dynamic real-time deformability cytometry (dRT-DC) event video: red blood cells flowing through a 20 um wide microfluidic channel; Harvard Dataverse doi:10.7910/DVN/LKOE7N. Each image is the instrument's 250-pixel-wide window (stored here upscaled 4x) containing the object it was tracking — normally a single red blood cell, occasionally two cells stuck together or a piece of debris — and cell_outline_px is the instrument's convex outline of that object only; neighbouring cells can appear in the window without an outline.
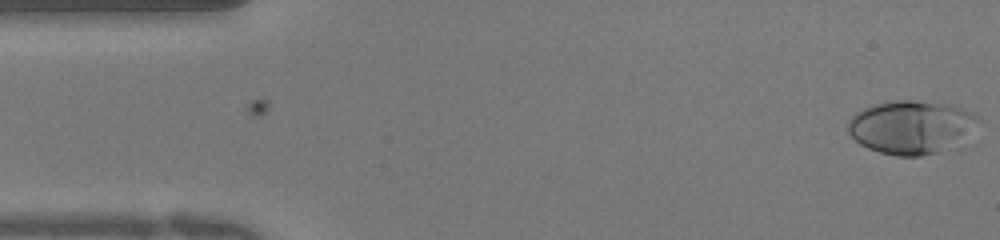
{"species": "human", "species_latin": "Homo sapiens", "temperature_condition": "warm", "stored_images_in_passage": 50, "camera_frame_rate_fps": 3000, "um_per_image_px": 0.085, "donor": {"sex": "female"}, "frame": {"image": 1, "passage_image": 1, "time_ms": 0.0, "image_size_px": [1000, 240], "cell_outline_px": [[980, 120], [976, 144], [972, 148], [956, 152], [920, 156], [896, 156], [880, 152], [868, 148], [860, 144], [848, 132], [848, 120], [856, 112], [872, 104], [892, 100], [912, 100], [952, 104], [972, 112], [980, 116]], "centroid_in_image_um": [77.75, 10.88], "position_along_channel_um": 7.2, "area_um2": 43.64}}
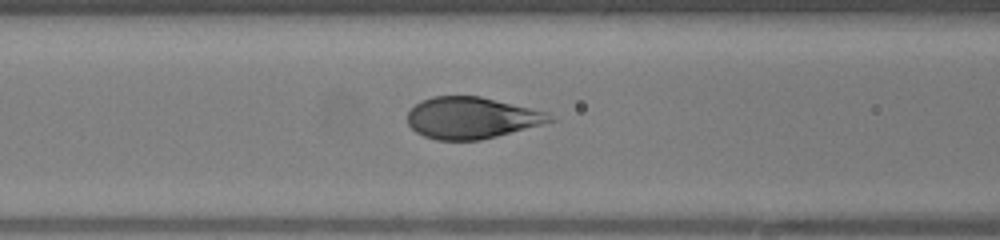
{"frame": {"image": 2, "passage_image": 19, "time_ms": 6.0, "image_size_px": [1000, 240], "cell_outline_px": [[556, 120], [496, 136], [480, 140], [436, 140], [424, 136], [416, 132], [408, 124], [408, 112], [420, 100], [432, 96], [480, 96], [548, 112]], "centroid_in_image_um": [40.06, 10.01], "position_along_channel_um": 126.5, "area_um2": 34.28}}
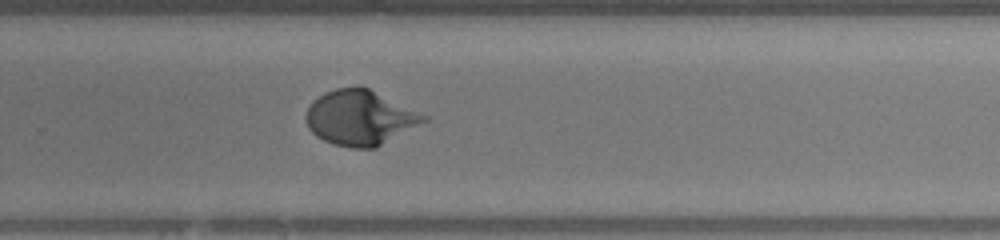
{"frame": {"image": 3, "passage_image": 32, "time_ms": 10.333, "image_size_px": [1000, 240], "cell_outline_px": [[428, 120], [376, 148], [352, 148], [332, 144], [316, 136], [308, 128], [304, 120], [304, 116], [308, 108], [324, 92], [336, 88], [368, 88], [428, 116]], "centroid_in_image_um": [30.59, 10.03], "position_along_channel_um": 299.2, "area_um2": 37.34}, "authors_computed_cell_mechanics": {"area_um2": 36.7319, "velocity_mm_per_s": 3.9972, "shape_relaxation_time_tau1_ms": 3.744, "shape_relaxation_time_tau2_ms": null, "deformation_change_tau1": 0.2426, "deformation_change_tau2": null}}